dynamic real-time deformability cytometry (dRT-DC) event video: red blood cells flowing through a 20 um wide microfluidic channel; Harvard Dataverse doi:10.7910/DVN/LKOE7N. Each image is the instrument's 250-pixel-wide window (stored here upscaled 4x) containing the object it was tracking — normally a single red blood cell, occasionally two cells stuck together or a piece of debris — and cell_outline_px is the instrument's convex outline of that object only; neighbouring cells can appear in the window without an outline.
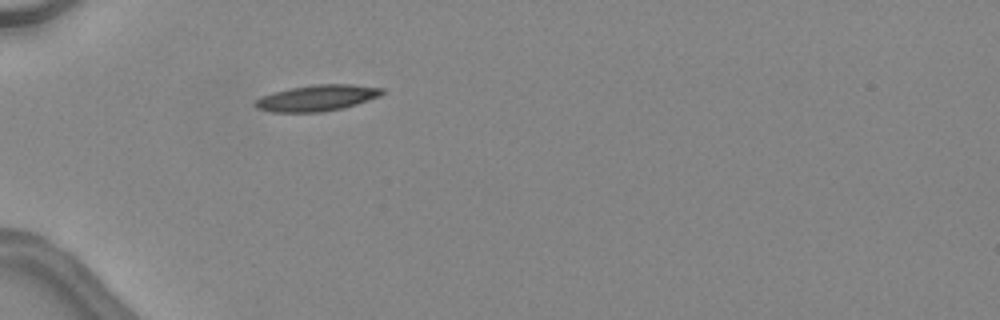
{"species": "common noctule bat (a hibernating species)", "species_latin": "Nyctalus noctula", "temperature_condition": "warm", "stored_images_in_passage": 32, "camera_frame_rate_fps": 3000, "um_per_image_px": 0.085, "animal": {"sex": "female", "body_mass_g": 24.6, "forearm_length_mm": 56.2}, "frame": {"image": 1, "passage_image": 1, "time_ms": 0.0, "image_size_px": [1000, 320], "cell_outline_px": [[384, 92], [380, 96], [344, 108], [324, 112], [272, 112], [256, 108], [252, 104], [256, 100], [272, 92], [292, 88], [316, 84], [348, 84], [384, 88]], "centroid_in_image_um": [26.95, 8.33], "position_along_channel_um": 58.1, "area_um2": 19.25}}
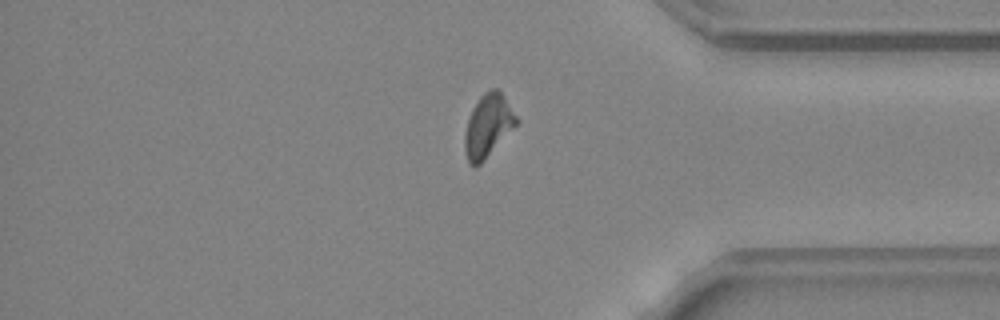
{"frame": {"image": 2, "passage_image": 25, "time_ms": 8.0, "image_size_px": [1000, 320], "cell_outline_px": [[520, 120], [484, 160], [476, 168], [468, 164], [464, 148], [464, 136], [468, 120], [472, 108], [480, 96], [484, 92], [492, 88], [500, 88]], "centroid_in_image_um": [41.48, 10.66], "position_along_channel_um": 393.7, "area_um2": 19.07}}
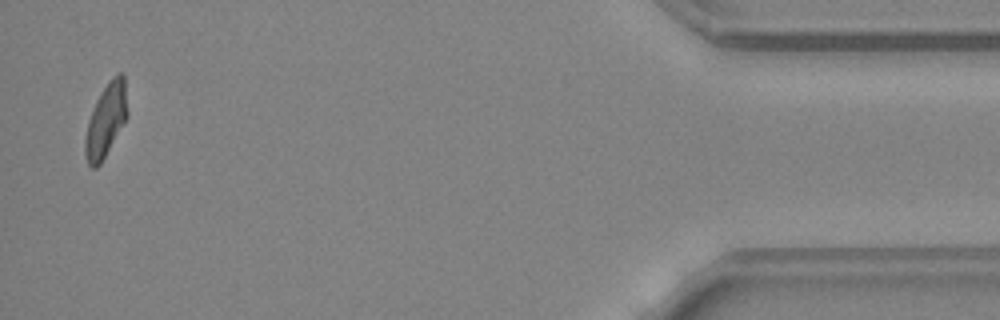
{"frame": {"image": 3, "passage_image": 31, "time_ms": 10.0, "image_size_px": [1000, 320], "cell_outline_px": [[128, 116], [100, 164], [96, 168], [92, 168], [88, 164], [84, 152], [84, 140], [88, 120], [96, 100], [100, 92], [108, 80], [116, 72], [124, 72], [128, 112]], "centroid_in_image_um": [9.01, 10.16], "position_along_channel_um": 426.2, "area_um2": 18.26}, "authors_computed_cell_mechanics": {"area_um2": 18.5827, "velocity_mm_per_s": 4.5421, "shape_relaxation_time_tau1_ms": 7.6628, "shape_relaxation_time_tau2_ms": 3.7692, "deformation_change_tau1": 0.2321, "deformation_change_tau2": 0.121}}